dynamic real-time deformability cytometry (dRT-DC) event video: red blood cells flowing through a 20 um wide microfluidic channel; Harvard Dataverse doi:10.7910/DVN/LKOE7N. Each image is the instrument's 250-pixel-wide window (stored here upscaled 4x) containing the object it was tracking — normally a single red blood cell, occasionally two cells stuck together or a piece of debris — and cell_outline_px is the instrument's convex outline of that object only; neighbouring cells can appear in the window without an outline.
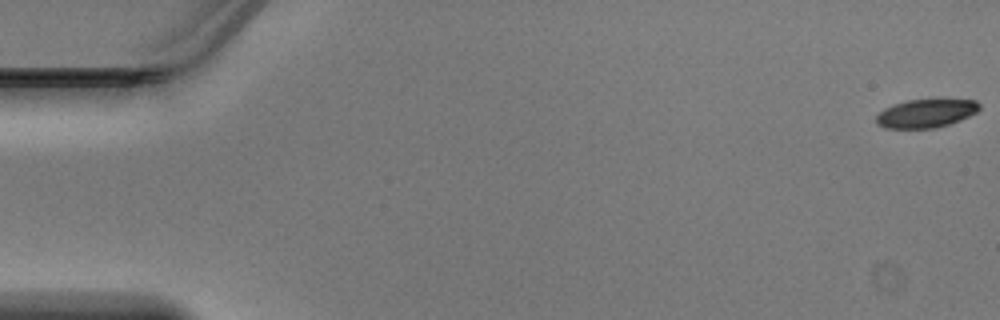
{"species": "Egyptian fruit bat (a non-hibernating species)", "species_latin": "Rousettus aegyptiacus", "temperature_condition": "warm", "stored_images_in_passage": 15, "camera_frame_rate_fps": 3000, "um_per_image_px": 0.085, "animal": {"sex": "male"}, "frame": {"image": 1, "passage_image": 1, "time_ms": 0.0, "image_size_px": [1000, 320], "cell_outline_px": [[980, 108], [976, 112], [960, 120], [936, 128], [884, 128], [876, 124], [876, 116], [884, 108], [892, 104], [908, 100], [940, 96], [976, 100], [980, 104]], "centroid_in_image_um": [78.74, 9.57], "position_along_channel_um": 6.3, "area_um2": 17.98}}
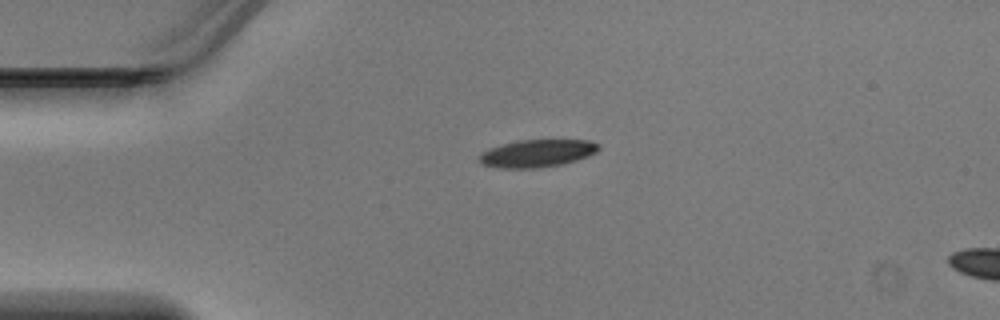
{"frame": {"image": 2, "passage_image": 12, "time_ms": 3.667, "image_size_px": [1000, 320], "cell_outline_px": [[600, 148], [596, 152], [588, 156], [576, 160], [560, 164], [536, 168], [500, 168], [484, 164], [476, 160], [480, 152], [488, 148], [520, 140], [588, 140], [600, 144]], "centroid_in_image_um": [45.63, 13.03], "position_along_channel_um": 39.4, "area_um2": 19.13}}